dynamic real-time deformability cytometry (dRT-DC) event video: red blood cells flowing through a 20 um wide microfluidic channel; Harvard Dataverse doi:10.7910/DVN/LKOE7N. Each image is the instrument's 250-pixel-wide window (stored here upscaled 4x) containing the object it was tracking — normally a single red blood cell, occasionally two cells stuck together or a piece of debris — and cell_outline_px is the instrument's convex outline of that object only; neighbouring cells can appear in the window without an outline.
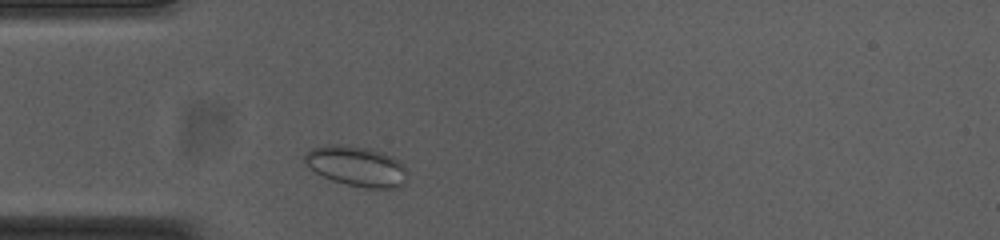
{"species": "common noctule bat (a hibernating species)", "species_latin": "Nyctalus noctula", "temperature_condition": "cold", "stored_images_in_passage": 32, "camera_frame_rate_fps": 3000, "um_per_image_px": 0.085, "animal": {"sex": "female", "body_mass_g": 23.0, "forearm_length_mm": 53.4}, "frame": {"image": 1, "passage_image": 3, "time_ms": 0.667, "image_size_px": [1000, 240], "cell_outline_px": [[408, 180], [400, 188], [368, 188], [348, 184], [332, 180], [316, 172], [304, 164], [304, 152], [312, 148], [332, 144], [340, 144], [368, 148], [384, 152], [392, 156], [404, 164], [408, 176]], "centroid_in_image_um": [30.34, 14.12], "position_along_channel_um": 54.7, "area_um2": 24.28}}
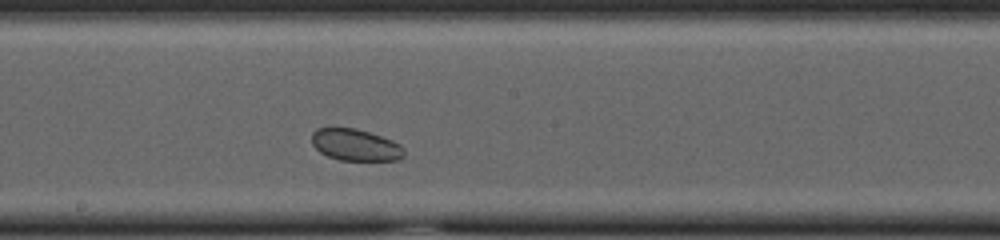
{"frame": {"image": 2, "passage_image": 17, "time_ms": 5.333, "image_size_px": [1000, 240], "cell_outline_px": [[404, 156], [400, 160], [340, 160], [328, 156], [320, 152], [312, 144], [312, 132], [316, 128], [356, 128], [392, 140], [400, 144], [404, 148]], "centroid_in_image_um": [30.22, 12.32], "position_along_channel_um": 218.0, "area_um2": 17.05}}
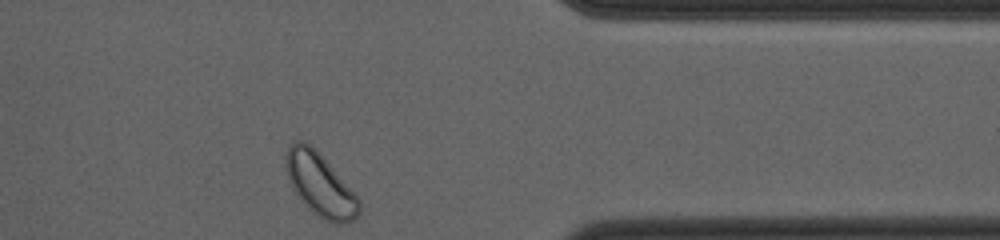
{"frame": {"image": 3, "passage_image": 32, "time_ms": 10.333, "image_size_px": [1000, 240], "cell_outline_px": [[360, 212], [348, 224], [332, 224], [316, 216], [308, 208], [296, 192], [288, 180], [284, 168], [284, 152], [288, 144], [296, 140], [304, 140], [316, 148], [360, 200]], "centroid_in_image_um": [27.16, 15.67], "position_along_channel_um": 384.2, "area_um2": 27.22}}